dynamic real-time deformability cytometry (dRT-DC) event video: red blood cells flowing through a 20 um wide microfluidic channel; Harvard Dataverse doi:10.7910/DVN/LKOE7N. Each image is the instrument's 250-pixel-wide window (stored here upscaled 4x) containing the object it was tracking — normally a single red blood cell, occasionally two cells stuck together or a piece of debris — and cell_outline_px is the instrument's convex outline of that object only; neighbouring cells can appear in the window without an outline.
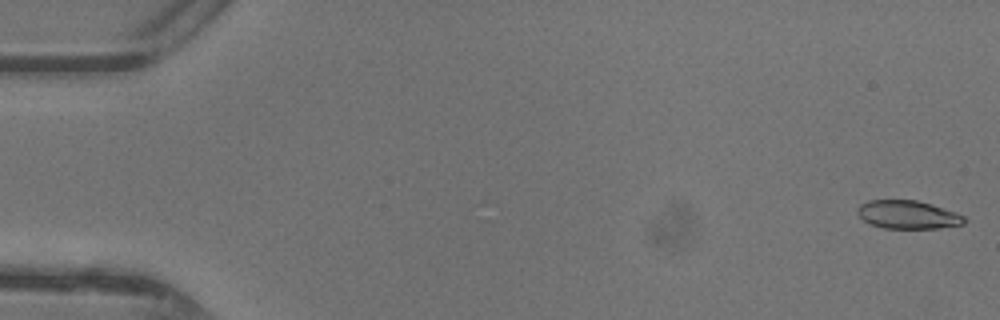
{"species": "common noctule bat (a hibernating species)", "species_latin": "Nyctalus noctula", "temperature_condition": "warm", "stored_images_in_passage": 7, "camera_frame_rate_fps": 3000, "um_per_image_px": 0.085, "animal": {"sex": "female"}, "frame": {"image": 1, "passage_image": 1, "time_ms": 0.0, "image_size_px": [1000, 320], "cell_outline_px": [[968, 220], [964, 224], [940, 228], [884, 228], [872, 224], [864, 220], [856, 212], [856, 208], [860, 204], [868, 200], [916, 200], [932, 204], [956, 212], [964, 216]], "centroid_in_image_um": [77.19, 18.24], "position_along_channel_um": 7.8, "area_um2": 17.69}}